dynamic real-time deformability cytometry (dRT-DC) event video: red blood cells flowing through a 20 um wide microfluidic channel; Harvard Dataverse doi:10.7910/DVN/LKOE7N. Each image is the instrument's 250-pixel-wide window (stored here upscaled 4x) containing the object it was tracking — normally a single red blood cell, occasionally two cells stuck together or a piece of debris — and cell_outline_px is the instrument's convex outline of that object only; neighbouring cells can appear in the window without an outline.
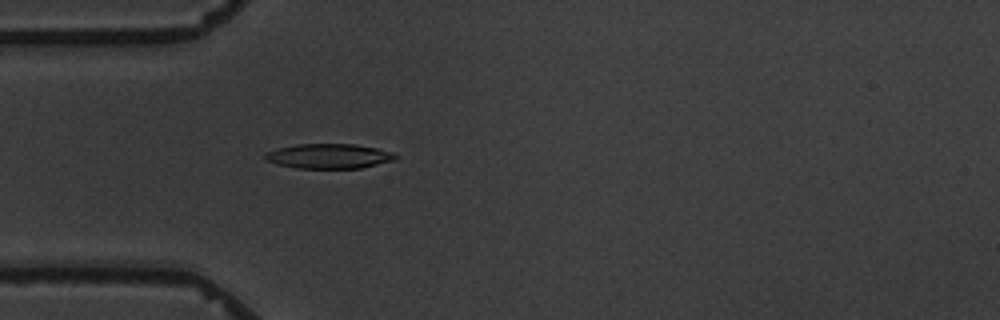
{"species": "common noctule bat (a hibernating species)", "species_latin": "Nyctalus noctula", "temperature_condition": "warm", "stored_images_in_passage": 1, "camera_frame_rate_fps": 3000, "um_per_image_px": 0.085, "animal": {"sex": "male", "body_mass_g": 19.5, "forearm_length_mm": 54.6}, "frame": {"image": 1, "passage_image": 1, "time_ms": 0.0, "image_size_px": [1000, 320], "cell_outline_px": [[400, 156], [396, 160], [360, 168], [296, 168], [276, 164], [264, 160], [264, 156], [268, 152], [276, 148], [296, 144], [356, 144], [376, 148], [392, 152]], "centroid_in_image_um": [27.97, 13.27], "position_along_channel_um": 57.0, "area_um2": 18.96}}